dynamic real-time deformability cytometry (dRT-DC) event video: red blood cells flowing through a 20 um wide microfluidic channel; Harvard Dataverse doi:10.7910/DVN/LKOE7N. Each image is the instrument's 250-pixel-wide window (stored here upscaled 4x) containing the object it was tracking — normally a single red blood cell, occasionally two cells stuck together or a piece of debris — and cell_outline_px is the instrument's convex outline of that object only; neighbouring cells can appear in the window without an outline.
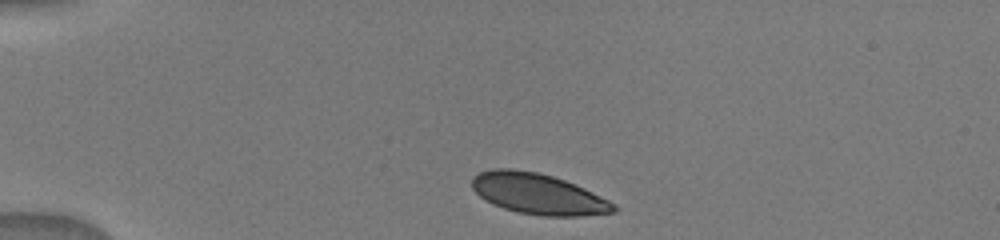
{"species": "human", "species_latin": "Homo sapiens", "temperature_condition": "warm", "stored_images_in_passage": 9, "camera_frame_rate_fps": 3000, "um_per_image_px": 0.085, "donor": {"sex": "male"}, "frame": {"image": 1, "passage_image": 1, "time_ms": 0.0, "image_size_px": [1000, 240], "cell_outline_px": [[620, 208], [616, 212], [580, 216], [544, 216], [516, 212], [492, 204], [484, 200], [472, 188], [472, 176], [480, 172], [492, 168], [508, 168], [540, 172], [564, 180], [584, 188], [616, 204]], "centroid_in_image_um": [45.74, 16.48], "position_along_channel_um": 39.3, "area_um2": 33.87}}
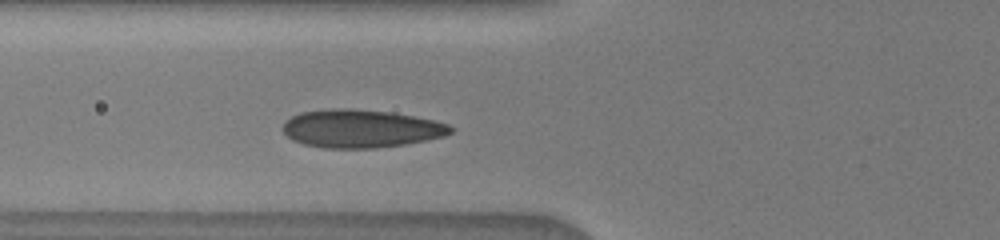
{"frame": {"image": 2, "passage_image": 6, "time_ms": 2.667, "image_size_px": [1000, 240], "cell_outline_px": [[456, 128], [452, 132], [444, 136], [404, 144], [376, 148], [324, 148], [304, 144], [292, 140], [280, 128], [292, 116], [300, 112], [332, 108], [352, 108], [392, 112], [432, 120], [448, 124]], "centroid_in_image_um": [30.66, 10.93], "position_along_channel_um": 95.1, "area_um2": 37.22}}
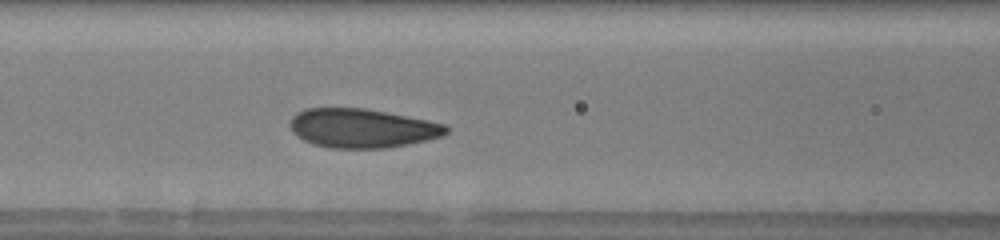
{"frame": {"image": 3, "passage_image": 9, "time_ms": 3.667, "image_size_px": [1000, 240], "cell_outline_px": [[452, 128], [444, 136], [408, 144], [384, 148], [332, 148], [312, 144], [296, 136], [292, 132], [288, 124], [292, 116], [296, 112], [308, 108], [364, 108], [428, 120], [444, 124]], "centroid_in_image_um": [30.76, 10.9], "position_along_channel_um": 135.8, "area_um2": 35.72}}